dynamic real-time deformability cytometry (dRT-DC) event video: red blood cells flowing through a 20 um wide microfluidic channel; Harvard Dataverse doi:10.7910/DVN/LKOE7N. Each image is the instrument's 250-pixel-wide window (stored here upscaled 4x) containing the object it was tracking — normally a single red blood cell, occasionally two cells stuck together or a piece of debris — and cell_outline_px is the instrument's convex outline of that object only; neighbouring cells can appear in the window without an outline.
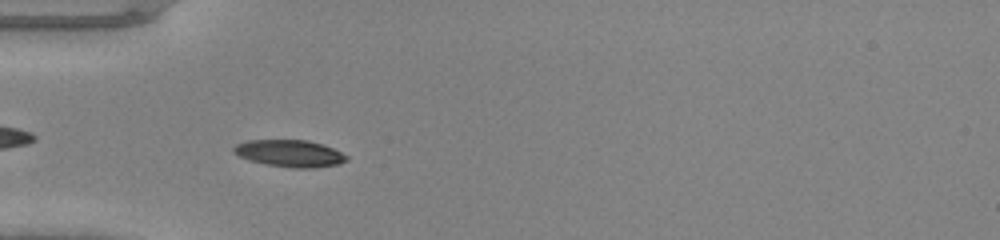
{"species": "common noctule bat (a hibernating species)", "species_latin": "Nyctalus noctula", "temperature_condition": "warm", "stored_images_in_passage": 37, "camera_frame_rate_fps": 3000, "um_per_image_px": 0.085, "animal": {"sex": "male", "body_mass_g": 20.0, "forearm_length_mm": 53.3}, "frame": {"image": 1, "passage_image": 4, "time_ms": 1.0, "image_size_px": [1000, 240], "cell_outline_px": [[348, 160], [340, 164], [316, 168], [292, 168], [268, 164], [252, 160], [240, 156], [232, 152], [232, 148], [236, 144], [248, 140], [308, 140], [332, 148], [348, 156]], "centroid_in_image_um": [24.65, 13.04], "position_along_channel_um": 60.4, "area_um2": 17.63}}
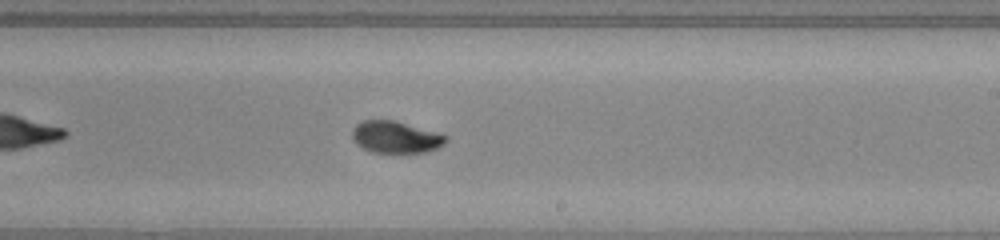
{"frame": {"image": 2, "passage_image": 18, "time_ms": 5.667, "image_size_px": [1000, 240], "cell_outline_px": [[448, 140], [444, 144], [436, 148], [424, 152], [372, 152], [356, 144], [352, 140], [352, 128], [356, 124], [364, 120], [396, 120], [436, 132], [448, 136]], "centroid_in_image_um": [33.61, 11.64], "position_along_channel_um": 255.4, "area_um2": 17.4}}
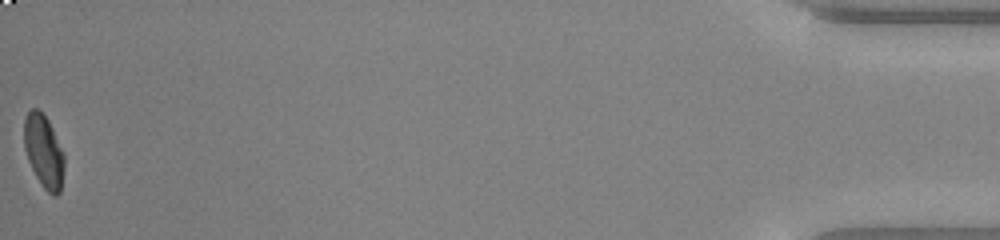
{"frame": {"image": 3, "passage_image": 37, "time_ms": 12.0, "image_size_px": [1000, 240], "cell_outline_px": [[64, 168], [60, 192], [56, 196], [52, 196], [44, 188], [36, 176], [28, 160], [24, 148], [24, 120], [28, 112], [32, 108], [36, 108], [48, 120], [64, 152]], "centroid_in_image_um": [3.72, 12.88], "position_along_channel_um": 431.5, "area_um2": 16.99}}